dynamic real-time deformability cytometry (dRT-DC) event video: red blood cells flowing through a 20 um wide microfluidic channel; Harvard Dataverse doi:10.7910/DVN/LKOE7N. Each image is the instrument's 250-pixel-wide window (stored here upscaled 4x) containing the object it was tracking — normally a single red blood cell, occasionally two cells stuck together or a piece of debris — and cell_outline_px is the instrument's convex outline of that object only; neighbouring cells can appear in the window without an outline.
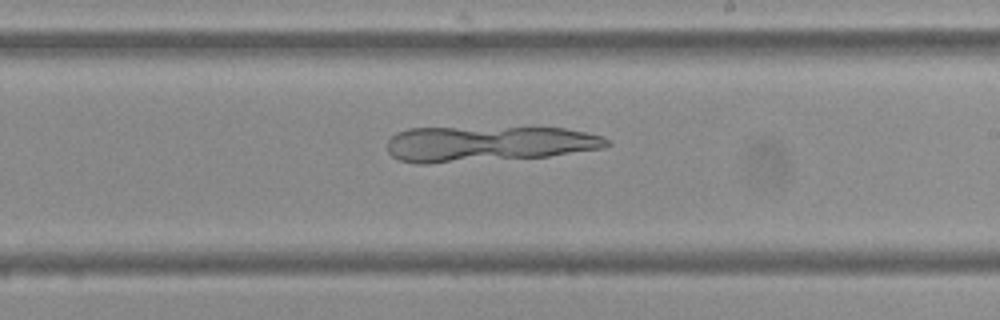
{"species": "Egyptian fruit bat (a non-hibernating species)", "species_latin": "Rousettus aegyptiacus", "temperature_condition": "cold", "stored_images_in_passage": 36, "camera_frame_rate_fps": 3000, "um_per_image_px": 0.085, "frame": {"image": 1, "passage_image": 16, "time_ms": 5.0, "image_size_px": [1000, 320], "cell_outline_px": [[612, 144], [604, 148], [548, 156], [428, 164], [416, 164], [396, 160], [388, 152], [388, 140], [396, 132], [408, 128], [564, 128], [584, 132], [600, 136], [608, 140]], "centroid_in_image_um": [41.44, 12.23], "position_along_channel_um": 247.6, "area_um2": 45.55}}